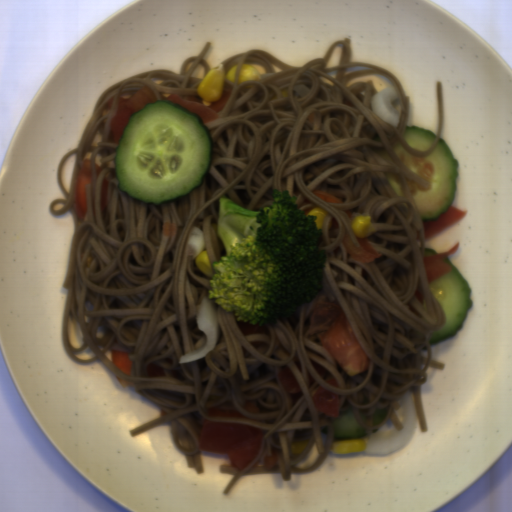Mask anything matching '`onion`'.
<instances>
[{
	"label": "onion",
	"mask_w": 512,
	"mask_h": 512,
	"mask_svg": "<svg viewBox=\"0 0 512 512\" xmlns=\"http://www.w3.org/2000/svg\"><path fill=\"white\" fill-rule=\"evenodd\" d=\"M197 325L202 331L196 347L181 356L180 363H191L208 356L218 344V310L203 297L197 304Z\"/></svg>",
	"instance_id": "onion-1"
},
{
	"label": "onion",
	"mask_w": 512,
	"mask_h": 512,
	"mask_svg": "<svg viewBox=\"0 0 512 512\" xmlns=\"http://www.w3.org/2000/svg\"><path fill=\"white\" fill-rule=\"evenodd\" d=\"M205 250L207 251L204 231L193 227L192 232L186 241V251L189 257L194 261L204 253Z\"/></svg>",
	"instance_id": "onion-2"
}]
</instances>
